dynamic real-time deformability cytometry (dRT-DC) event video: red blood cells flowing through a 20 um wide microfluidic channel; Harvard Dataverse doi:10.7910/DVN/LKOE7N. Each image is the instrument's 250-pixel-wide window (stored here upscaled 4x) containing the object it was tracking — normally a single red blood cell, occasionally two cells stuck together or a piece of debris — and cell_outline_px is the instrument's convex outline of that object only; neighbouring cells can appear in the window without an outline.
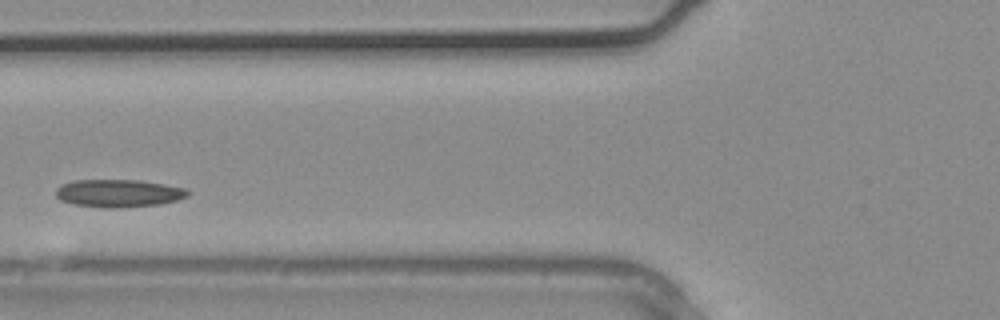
{"species": "common noctule bat (a hibernating species)", "species_latin": "Nyctalus noctula", "temperature_condition": "warm", "stored_images_in_passage": 2, "camera_frame_rate_fps": 3000, "um_per_image_px": 0.085, "animal": {"sex": "male", "body_mass_g": 20.4}, "frame": {"image": 1, "passage_image": 2, "time_ms": 0.333, "image_size_px": [1000, 320], "cell_outline_px": [[188, 196], [176, 200], [160, 204], [116, 208], [104, 208], [76, 204], [60, 200], [56, 196], [56, 188], [60, 184], [76, 180], [136, 180], [164, 184], [184, 188], [188, 192]], "centroid_in_image_um": [10.04, 16.42], "position_along_channel_um": 115.8, "area_um2": 21.15}}